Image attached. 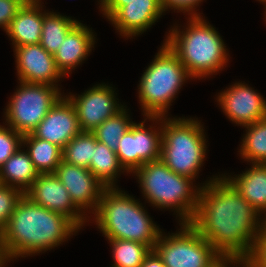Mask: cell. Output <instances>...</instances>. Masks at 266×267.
Returning a JSON list of instances; mask_svg holds the SVG:
<instances>
[{
	"label": "cell",
	"instance_id": "8fae6325",
	"mask_svg": "<svg viewBox=\"0 0 266 267\" xmlns=\"http://www.w3.org/2000/svg\"><path fill=\"white\" fill-rule=\"evenodd\" d=\"M114 92L111 86L98 84L78 97L68 96L77 112L82 132H93L105 120L124 108L117 104Z\"/></svg>",
	"mask_w": 266,
	"mask_h": 267
},
{
	"label": "cell",
	"instance_id": "484cf974",
	"mask_svg": "<svg viewBox=\"0 0 266 267\" xmlns=\"http://www.w3.org/2000/svg\"><path fill=\"white\" fill-rule=\"evenodd\" d=\"M113 247L112 267H141L152 250L148 245L124 239H108Z\"/></svg>",
	"mask_w": 266,
	"mask_h": 267
},
{
	"label": "cell",
	"instance_id": "4316f807",
	"mask_svg": "<svg viewBox=\"0 0 266 267\" xmlns=\"http://www.w3.org/2000/svg\"><path fill=\"white\" fill-rule=\"evenodd\" d=\"M95 145L96 137L92 132H81L63 148V161L89 169Z\"/></svg>",
	"mask_w": 266,
	"mask_h": 267
},
{
	"label": "cell",
	"instance_id": "4dcf8cb0",
	"mask_svg": "<svg viewBox=\"0 0 266 267\" xmlns=\"http://www.w3.org/2000/svg\"><path fill=\"white\" fill-rule=\"evenodd\" d=\"M243 267H266V226L254 240L249 255L244 259Z\"/></svg>",
	"mask_w": 266,
	"mask_h": 267
},
{
	"label": "cell",
	"instance_id": "8992f818",
	"mask_svg": "<svg viewBox=\"0 0 266 267\" xmlns=\"http://www.w3.org/2000/svg\"><path fill=\"white\" fill-rule=\"evenodd\" d=\"M163 44L154 61L142 74L138 86L139 103L144 115L153 121L163 120L183 82L192 79L178 56L166 43Z\"/></svg>",
	"mask_w": 266,
	"mask_h": 267
},
{
	"label": "cell",
	"instance_id": "74e56055",
	"mask_svg": "<svg viewBox=\"0 0 266 267\" xmlns=\"http://www.w3.org/2000/svg\"><path fill=\"white\" fill-rule=\"evenodd\" d=\"M262 3L266 4V0H263ZM265 8H266V6H265ZM265 11H266V10H265ZM265 13H266V12H265Z\"/></svg>",
	"mask_w": 266,
	"mask_h": 267
},
{
	"label": "cell",
	"instance_id": "d4e9b609",
	"mask_svg": "<svg viewBox=\"0 0 266 267\" xmlns=\"http://www.w3.org/2000/svg\"><path fill=\"white\" fill-rule=\"evenodd\" d=\"M244 127L248 130L239 149L241 157L252 164L266 163V118Z\"/></svg>",
	"mask_w": 266,
	"mask_h": 267
},
{
	"label": "cell",
	"instance_id": "f1b7e54d",
	"mask_svg": "<svg viewBox=\"0 0 266 267\" xmlns=\"http://www.w3.org/2000/svg\"><path fill=\"white\" fill-rule=\"evenodd\" d=\"M23 195L24 193L16 187L0 184V233Z\"/></svg>",
	"mask_w": 266,
	"mask_h": 267
},
{
	"label": "cell",
	"instance_id": "cb8c5ba5",
	"mask_svg": "<svg viewBox=\"0 0 266 267\" xmlns=\"http://www.w3.org/2000/svg\"><path fill=\"white\" fill-rule=\"evenodd\" d=\"M79 21L71 17L56 14L54 12H43V27L40 45L50 54L54 55L64 42L67 33Z\"/></svg>",
	"mask_w": 266,
	"mask_h": 267
},
{
	"label": "cell",
	"instance_id": "1f68e13d",
	"mask_svg": "<svg viewBox=\"0 0 266 267\" xmlns=\"http://www.w3.org/2000/svg\"><path fill=\"white\" fill-rule=\"evenodd\" d=\"M28 0H0V27L6 31L18 11Z\"/></svg>",
	"mask_w": 266,
	"mask_h": 267
},
{
	"label": "cell",
	"instance_id": "ba28073f",
	"mask_svg": "<svg viewBox=\"0 0 266 267\" xmlns=\"http://www.w3.org/2000/svg\"><path fill=\"white\" fill-rule=\"evenodd\" d=\"M181 232L158 237L153 250L165 267H212L222 256L189 223H181Z\"/></svg>",
	"mask_w": 266,
	"mask_h": 267
},
{
	"label": "cell",
	"instance_id": "8d00e7d4",
	"mask_svg": "<svg viewBox=\"0 0 266 267\" xmlns=\"http://www.w3.org/2000/svg\"><path fill=\"white\" fill-rule=\"evenodd\" d=\"M6 261L7 260L3 257L2 252H1V248H0V266L5 265Z\"/></svg>",
	"mask_w": 266,
	"mask_h": 267
},
{
	"label": "cell",
	"instance_id": "3957f363",
	"mask_svg": "<svg viewBox=\"0 0 266 267\" xmlns=\"http://www.w3.org/2000/svg\"><path fill=\"white\" fill-rule=\"evenodd\" d=\"M118 187L105 188L99 201L95 222L107 239H124L148 245L152 250L160 229L139 201Z\"/></svg>",
	"mask_w": 266,
	"mask_h": 267
},
{
	"label": "cell",
	"instance_id": "e575fe53",
	"mask_svg": "<svg viewBox=\"0 0 266 267\" xmlns=\"http://www.w3.org/2000/svg\"><path fill=\"white\" fill-rule=\"evenodd\" d=\"M141 267H165L162 259L158 256V254L151 250L150 253L145 257L143 264Z\"/></svg>",
	"mask_w": 266,
	"mask_h": 267
},
{
	"label": "cell",
	"instance_id": "83f0119b",
	"mask_svg": "<svg viewBox=\"0 0 266 267\" xmlns=\"http://www.w3.org/2000/svg\"><path fill=\"white\" fill-rule=\"evenodd\" d=\"M133 123L130 121L126 109L123 108L116 115L100 124L92 133L97 141L104 143L116 152L121 136L128 132Z\"/></svg>",
	"mask_w": 266,
	"mask_h": 267
},
{
	"label": "cell",
	"instance_id": "5bb4252c",
	"mask_svg": "<svg viewBox=\"0 0 266 267\" xmlns=\"http://www.w3.org/2000/svg\"><path fill=\"white\" fill-rule=\"evenodd\" d=\"M67 191L74 205L83 212L88 207L96 212L102 193L106 188L87 168L61 161L54 173ZM93 208V209H92ZM82 209V210H81Z\"/></svg>",
	"mask_w": 266,
	"mask_h": 267
},
{
	"label": "cell",
	"instance_id": "4fadbf2b",
	"mask_svg": "<svg viewBox=\"0 0 266 267\" xmlns=\"http://www.w3.org/2000/svg\"><path fill=\"white\" fill-rule=\"evenodd\" d=\"M217 98L226 116L242 127L266 118V100L244 83H235Z\"/></svg>",
	"mask_w": 266,
	"mask_h": 267
},
{
	"label": "cell",
	"instance_id": "e0dca14e",
	"mask_svg": "<svg viewBox=\"0 0 266 267\" xmlns=\"http://www.w3.org/2000/svg\"><path fill=\"white\" fill-rule=\"evenodd\" d=\"M161 0L124 1L109 21L122 36H136L145 32L161 17Z\"/></svg>",
	"mask_w": 266,
	"mask_h": 267
},
{
	"label": "cell",
	"instance_id": "277c9868",
	"mask_svg": "<svg viewBox=\"0 0 266 267\" xmlns=\"http://www.w3.org/2000/svg\"><path fill=\"white\" fill-rule=\"evenodd\" d=\"M185 31L173 27L165 43L178 56L188 74L203 78L219 72L228 62L219 33L201 16L189 17Z\"/></svg>",
	"mask_w": 266,
	"mask_h": 267
},
{
	"label": "cell",
	"instance_id": "7a4b0ae2",
	"mask_svg": "<svg viewBox=\"0 0 266 267\" xmlns=\"http://www.w3.org/2000/svg\"><path fill=\"white\" fill-rule=\"evenodd\" d=\"M78 230L63 214L39 206L23 195L0 233L1 252L7 262L30 256L57 247Z\"/></svg>",
	"mask_w": 266,
	"mask_h": 267
},
{
	"label": "cell",
	"instance_id": "9a60e30c",
	"mask_svg": "<svg viewBox=\"0 0 266 267\" xmlns=\"http://www.w3.org/2000/svg\"><path fill=\"white\" fill-rule=\"evenodd\" d=\"M81 132L75 107L66 95V98L61 96L51 107L32 134L39 139L59 146L63 150Z\"/></svg>",
	"mask_w": 266,
	"mask_h": 267
},
{
	"label": "cell",
	"instance_id": "9c48e42d",
	"mask_svg": "<svg viewBox=\"0 0 266 267\" xmlns=\"http://www.w3.org/2000/svg\"><path fill=\"white\" fill-rule=\"evenodd\" d=\"M60 97L56 86L20 81L6 106V125L22 135L32 133Z\"/></svg>",
	"mask_w": 266,
	"mask_h": 267
},
{
	"label": "cell",
	"instance_id": "30bf717a",
	"mask_svg": "<svg viewBox=\"0 0 266 267\" xmlns=\"http://www.w3.org/2000/svg\"><path fill=\"white\" fill-rule=\"evenodd\" d=\"M144 123H133L119 140L116 154L127 172H134L145 163L161 157L162 128L158 131L152 126L146 129Z\"/></svg>",
	"mask_w": 266,
	"mask_h": 267
},
{
	"label": "cell",
	"instance_id": "2e32d148",
	"mask_svg": "<svg viewBox=\"0 0 266 267\" xmlns=\"http://www.w3.org/2000/svg\"><path fill=\"white\" fill-rule=\"evenodd\" d=\"M14 51L20 81L57 86L58 79L64 76L56 65L54 55L40 44L17 46Z\"/></svg>",
	"mask_w": 266,
	"mask_h": 267
},
{
	"label": "cell",
	"instance_id": "44dd1931",
	"mask_svg": "<svg viewBox=\"0 0 266 267\" xmlns=\"http://www.w3.org/2000/svg\"><path fill=\"white\" fill-rule=\"evenodd\" d=\"M39 176L34 163L21 147L0 167V184L12 186L25 193Z\"/></svg>",
	"mask_w": 266,
	"mask_h": 267
},
{
	"label": "cell",
	"instance_id": "ffe728a7",
	"mask_svg": "<svg viewBox=\"0 0 266 267\" xmlns=\"http://www.w3.org/2000/svg\"><path fill=\"white\" fill-rule=\"evenodd\" d=\"M224 177L259 215L266 212V163H253L251 168L238 177ZM264 220L266 221V218Z\"/></svg>",
	"mask_w": 266,
	"mask_h": 267
},
{
	"label": "cell",
	"instance_id": "52a82bcc",
	"mask_svg": "<svg viewBox=\"0 0 266 267\" xmlns=\"http://www.w3.org/2000/svg\"><path fill=\"white\" fill-rule=\"evenodd\" d=\"M159 121L162 127L161 157L174 173L195 179L206 153V139L201 123L191 118Z\"/></svg>",
	"mask_w": 266,
	"mask_h": 267
},
{
	"label": "cell",
	"instance_id": "603a6c76",
	"mask_svg": "<svg viewBox=\"0 0 266 267\" xmlns=\"http://www.w3.org/2000/svg\"><path fill=\"white\" fill-rule=\"evenodd\" d=\"M89 170L106 188H113L116 186L114 182L117 180L118 172H124L125 169L120 164L116 152L96 140Z\"/></svg>",
	"mask_w": 266,
	"mask_h": 267
},
{
	"label": "cell",
	"instance_id": "6da1fadb",
	"mask_svg": "<svg viewBox=\"0 0 266 267\" xmlns=\"http://www.w3.org/2000/svg\"><path fill=\"white\" fill-rule=\"evenodd\" d=\"M259 213L224 177L200 188L197 210L189 223L222 257L244 260L266 226Z\"/></svg>",
	"mask_w": 266,
	"mask_h": 267
},
{
	"label": "cell",
	"instance_id": "7402d4cb",
	"mask_svg": "<svg viewBox=\"0 0 266 267\" xmlns=\"http://www.w3.org/2000/svg\"><path fill=\"white\" fill-rule=\"evenodd\" d=\"M22 145H28L27 152L39 174L55 173L63 160L59 146L39 139L32 133L23 135Z\"/></svg>",
	"mask_w": 266,
	"mask_h": 267
},
{
	"label": "cell",
	"instance_id": "836d02e7",
	"mask_svg": "<svg viewBox=\"0 0 266 267\" xmlns=\"http://www.w3.org/2000/svg\"><path fill=\"white\" fill-rule=\"evenodd\" d=\"M124 1H148V0H100L101 11L110 19L122 6Z\"/></svg>",
	"mask_w": 266,
	"mask_h": 267
},
{
	"label": "cell",
	"instance_id": "d6986e66",
	"mask_svg": "<svg viewBox=\"0 0 266 267\" xmlns=\"http://www.w3.org/2000/svg\"><path fill=\"white\" fill-rule=\"evenodd\" d=\"M40 0H28L12 19L6 34L17 46L40 44L43 12Z\"/></svg>",
	"mask_w": 266,
	"mask_h": 267
},
{
	"label": "cell",
	"instance_id": "d590c367",
	"mask_svg": "<svg viewBox=\"0 0 266 267\" xmlns=\"http://www.w3.org/2000/svg\"><path fill=\"white\" fill-rule=\"evenodd\" d=\"M228 263L229 265L230 264H233L235 265L236 263V266H237V263L239 265H244V260H241V259H238V258H231V257H222L214 266L212 267H227L228 266Z\"/></svg>",
	"mask_w": 266,
	"mask_h": 267
},
{
	"label": "cell",
	"instance_id": "ac0fdd59",
	"mask_svg": "<svg viewBox=\"0 0 266 267\" xmlns=\"http://www.w3.org/2000/svg\"><path fill=\"white\" fill-rule=\"evenodd\" d=\"M94 40L92 30L80 22L67 33L64 42L54 54L56 65L64 76L90 54Z\"/></svg>",
	"mask_w": 266,
	"mask_h": 267
},
{
	"label": "cell",
	"instance_id": "d6a6232c",
	"mask_svg": "<svg viewBox=\"0 0 266 267\" xmlns=\"http://www.w3.org/2000/svg\"><path fill=\"white\" fill-rule=\"evenodd\" d=\"M202 1L203 0H161V6L163 12L167 11L169 8L178 11L180 10L181 12L184 11L183 13L188 12V14H191L189 15L190 17H196L200 15L193 12L195 11L193 9H196V6H199L198 4Z\"/></svg>",
	"mask_w": 266,
	"mask_h": 267
},
{
	"label": "cell",
	"instance_id": "f546056e",
	"mask_svg": "<svg viewBox=\"0 0 266 267\" xmlns=\"http://www.w3.org/2000/svg\"><path fill=\"white\" fill-rule=\"evenodd\" d=\"M21 133L0 125V167L22 146Z\"/></svg>",
	"mask_w": 266,
	"mask_h": 267
},
{
	"label": "cell",
	"instance_id": "5b68a950",
	"mask_svg": "<svg viewBox=\"0 0 266 267\" xmlns=\"http://www.w3.org/2000/svg\"><path fill=\"white\" fill-rule=\"evenodd\" d=\"M133 173L149 203L163 209L174 207L182 220L180 224L192 221L201 188L194 190L193 179L174 173L161 159L145 163Z\"/></svg>",
	"mask_w": 266,
	"mask_h": 267
},
{
	"label": "cell",
	"instance_id": "7c38bea8",
	"mask_svg": "<svg viewBox=\"0 0 266 267\" xmlns=\"http://www.w3.org/2000/svg\"><path fill=\"white\" fill-rule=\"evenodd\" d=\"M33 203L69 218L79 229L86 217L73 203L69 192L54 173L39 174L24 193Z\"/></svg>",
	"mask_w": 266,
	"mask_h": 267
}]
</instances>
